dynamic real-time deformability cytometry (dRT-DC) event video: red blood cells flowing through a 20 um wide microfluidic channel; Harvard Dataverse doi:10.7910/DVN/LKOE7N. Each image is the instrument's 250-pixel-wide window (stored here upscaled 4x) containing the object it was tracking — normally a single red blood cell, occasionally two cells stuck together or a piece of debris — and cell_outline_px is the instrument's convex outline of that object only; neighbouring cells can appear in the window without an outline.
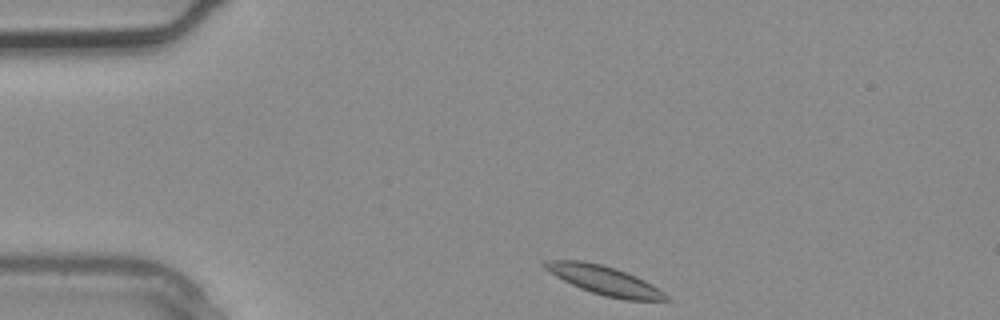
{"species": "common noctule bat (a hibernating species)", "species_latin": "Nyctalus noctula", "temperature_condition": "warm", "stored_images_in_passage": 2, "camera_frame_rate_fps": 3000, "um_per_image_px": 0.085, "animal": {"sex": "male", "body_mass_g": 20.4}, "frame": {"image": 1, "passage_image": 1, "time_ms": 0.0, "image_size_px": [1000, 320], "cell_outline_px": [[672, 300], [624, 300], [604, 296], [580, 288], [548, 272], [540, 264], [544, 260], [584, 260], [616, 268], [636, 276], [652, 284], [664, 292]], "centroid_in_image_um": [51.35, 23.82], "position_along_channel_um": 33.6, "area_um2": 20.46}}